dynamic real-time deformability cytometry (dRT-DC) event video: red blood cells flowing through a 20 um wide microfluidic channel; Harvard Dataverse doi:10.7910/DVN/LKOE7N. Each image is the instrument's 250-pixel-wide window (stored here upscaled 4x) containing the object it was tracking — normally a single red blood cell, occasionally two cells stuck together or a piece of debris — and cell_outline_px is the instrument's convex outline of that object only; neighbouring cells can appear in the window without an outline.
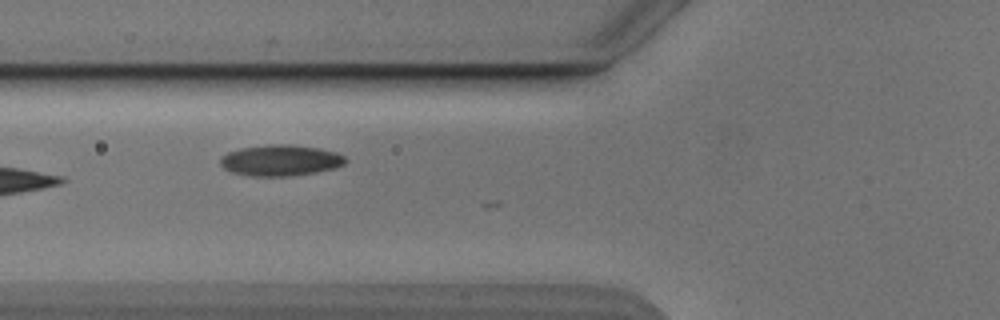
{"species": "Egyptian fruit bat (a non-hibernating species)", "species_latin": "Rousettus aegyptiacus", "temperature_condition": "cold", "stored_images_in_passage": 3, "camera_frame_rate_fps": 3000, "um_per_image_px": 0.085, "animal": {"sex": "male"}, "frame": {"image": 1, "passage_image": 2, "time_ms": 0.333, "image_size_px": [1000, 320], "cell_outline_px": [[348, 160], [344, 164], [336, 168], [316, 172], [284, 176], [252, 176], [232, 172], [224, 168], [220, 164], [220, 156], [228, 152], [240, 148], [268, 144], [288, 144], [320, 148], [336, 152], [344, 156]], "centroid_in_image_um": [23.84, 13.62], "position_along_channel_um": 102.0, "area_um2": 22.72}}